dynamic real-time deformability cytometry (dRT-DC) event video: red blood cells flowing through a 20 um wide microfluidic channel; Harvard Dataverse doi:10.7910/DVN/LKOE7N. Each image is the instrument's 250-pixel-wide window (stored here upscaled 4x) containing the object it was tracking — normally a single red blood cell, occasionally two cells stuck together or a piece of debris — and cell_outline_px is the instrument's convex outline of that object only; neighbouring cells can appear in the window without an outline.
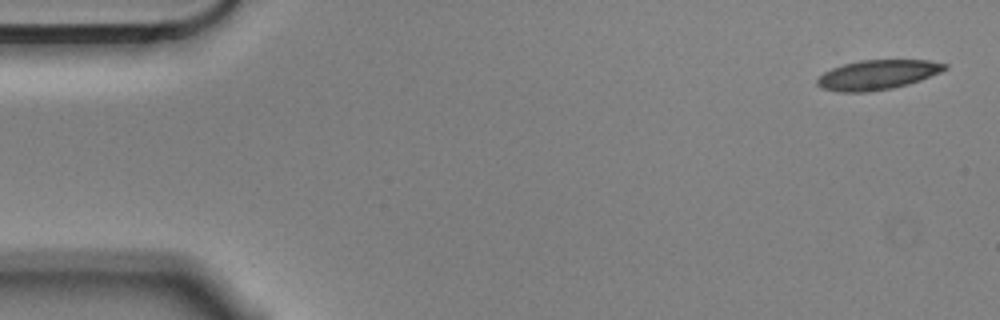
{"species": "Egyptian fruit bat (a non-hibernating species)", "species_latin": "Rousettus aegyptiacus", "temperature_condition": "cold", "stored_images_in_passage": 6, "camera_frame_rate_fps": 3000, "um_per_image_px": 0.085, "animal": {"sex": "male"}, "frame": {"image": 1, "passage_image": 1, "time_ms": 0.0, "image_size_px": [1000, 320], "cell_outline_px": [[948, 68], [940, 72], [920, 80], [908, 84], [892, 88], [868, 92], [840, 92], [820, 88], [816, 84], [816, 80], [824, 72], [832, 68], [844, 64], [860, 60], [928, 60], [948, 64]], "centroid_in_image_um": [74.57, 6.36], "position_along_channel_um": 10.4, "area_um2": 22.02}}
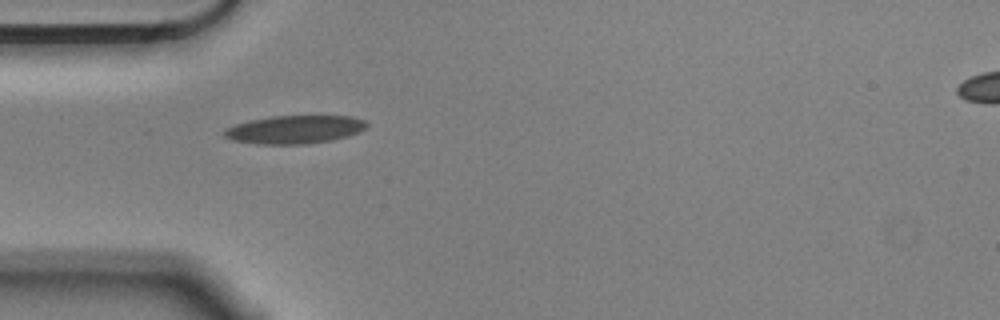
{"frame": {"image": 2, "passage_image": 5, "time_ms": 1.333, "image_size_px": [1000, 320], "cell_outline_px": [[368, 124], [360, 132], [348, 136], [332, 140], [308, 144], [256, 144], [232, 140], [224, 136], [224, 128], [248, 120], [272, 116], [352, 116], [364, 120]], "centroid_in_image_um": [25.03, 11.01], "position_along_channel_um": 60.0, "area_um2": 23.52}}
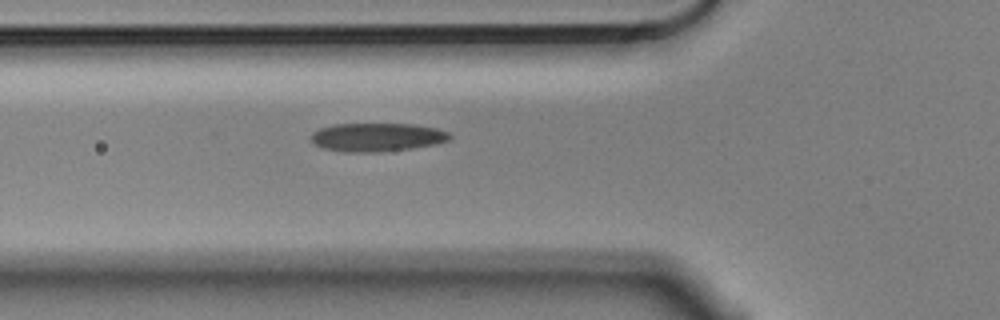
{"frame": {"image": 3, "passage_image": 6, "time_ms": 1.667, "image_size_px": [1000, 320], "cell_outline_px": [[452, 140], [436, 144], [412, 148], [376, 152], [344, 152], [324, 148], [316, 144], [308, 136], [312, 132], [320, 128], [332, 124], [412, 124], [436, 128], [448, 132], [452, 136]], "centroid_in_image_um": [32.05, 11.66], "position_along_channel_um": 93.7, "area_um2": 23.12}}